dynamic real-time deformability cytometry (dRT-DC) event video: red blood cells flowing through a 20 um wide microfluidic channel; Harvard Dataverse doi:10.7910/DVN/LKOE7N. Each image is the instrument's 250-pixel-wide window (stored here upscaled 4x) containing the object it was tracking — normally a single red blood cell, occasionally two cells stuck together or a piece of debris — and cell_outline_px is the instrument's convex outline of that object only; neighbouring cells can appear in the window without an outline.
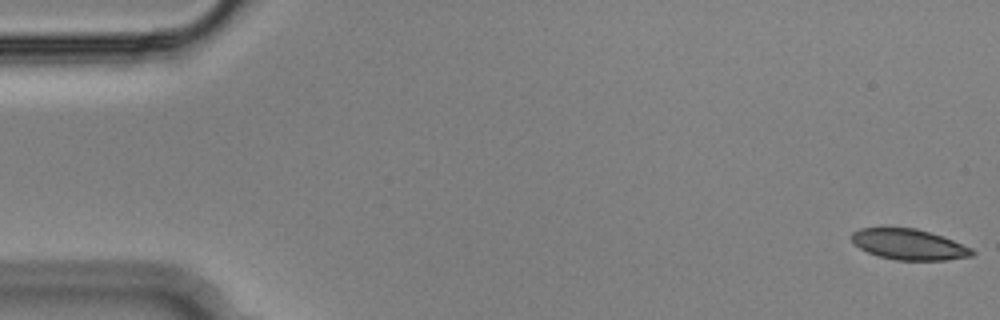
{"species": "Egyptian fruit bat (a non-hibernating species)", "species_latin": "Rousettus aegyptiacus", "temperature_condition": "cold", "stored_images_in_passage": 55, "camera_frame_rate_fps": 3000, "um_per_image_px": 0.085, "animal": {"sex": "male"}, "frame": {"image": 1, "passage_image": 1, "time_ms": 0.0, "image_size_px": [1000, 320], "cell_outline_px": [[976, 252], [972, 256], [944, 260], [896, 260], [880, 256], [868, 252], [860, 248], [852, 240], [852, 232], [860, 228], [916, 228], [952, 240], [972, 248]], "centroid_in_image_um": [77.27, 20.78], "position_along_channel_um": 7.7, "area_um2": 21.21}}
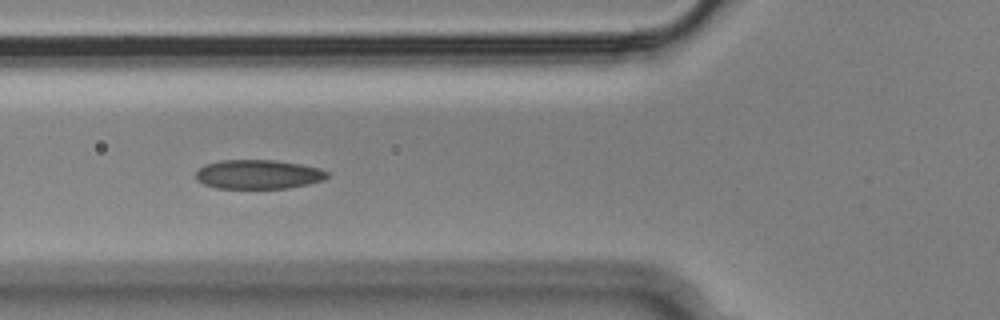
{"frame": {"image": 2, "passage_image": 20, "time_ms": 6.333, "image_size_px": [1000, 320], "cell_outline_px": [[328, 176], [324, 180], [308, 184], [288, 188], [216, 188], [204, 184], [196, 180], [196, 172], [204, 164], [220, 160], [276, 160], [300, 164], [320, 168], [328, 172]], "centroid_in_image_um": [21.95, 14.82], "position_along_channel_um": 103.9, "area_um2": 22.43}}
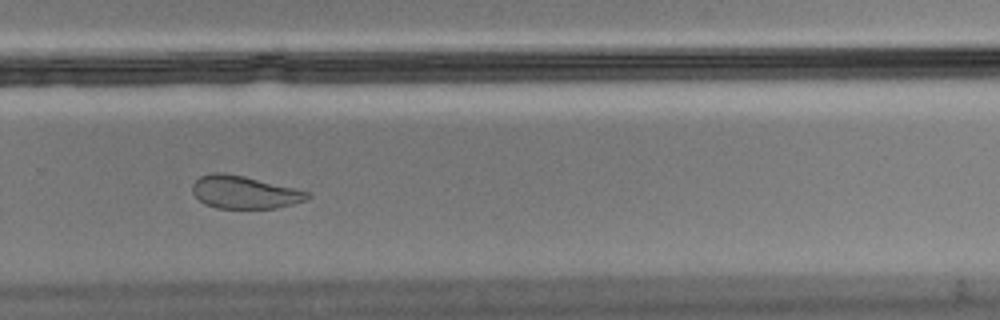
{"frame": {"image": 3, "passage_image": 37, "time_ms": 12.0, "image_size_px": [1000, 320], "cell_outline_px": [[312, 196], [304, 200], [292, 204], [276, 208], [216, 208], [204, 204], [192, 192], [192, 184], [200, 176], [212, 172], [224, 172], [244, 176], [296, 188], [308, 192]], "centroid_in_image_um": [20.75, 16.33], "position_along_channel_um": 309.0, "area_um2": 21.96}, "authors_computed_cell_mechanics": {"area_um2": 22.8888, "velocity_mm_per_s": 3.6177, "shape_relaxation_time_tau1_ms": 10.3292, "shape_relaxation_time_tau2_ms": 2.4744, "deformation_change_tau1": 0.1708, "deformation_change_tau2": 0.0735}}